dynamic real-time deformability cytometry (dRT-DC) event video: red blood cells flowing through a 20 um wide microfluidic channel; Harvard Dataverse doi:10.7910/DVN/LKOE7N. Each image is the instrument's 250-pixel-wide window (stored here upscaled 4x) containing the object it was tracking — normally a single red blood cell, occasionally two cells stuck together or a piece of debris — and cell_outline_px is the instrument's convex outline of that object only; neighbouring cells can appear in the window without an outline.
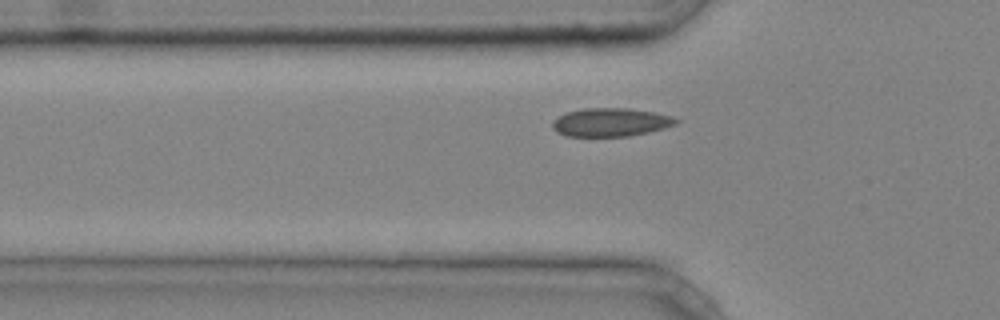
{"species": "common noctule bat (a hibernating species)", "species_latin": "Nyctalus noctula", "temperature_condition": "cold", "stored_images_in_passage": 35, "camera_frame_rate_fps": 3000, "um_per_image_px": 0.085, "animal": {"sex": "male", "body_mass_g": 20.4}, "frame": {"image": 1, "passage_image": 10, "time_ms": 3.0, "image_size_px": [1000, 320], "cell_outline_px": [[680, 120], [676, 124], [664, 128], [648, 132], [628, 136], [564, 136], [556, 132], [552, 128], [552, 120], [568, 112], [584, 108], [628, 108], [652, 112], [672, 116]], "centroid_in_image_um": [51.89, 10.39], "position_along_channel_um": 73.9, "area_um2": 20.4}}
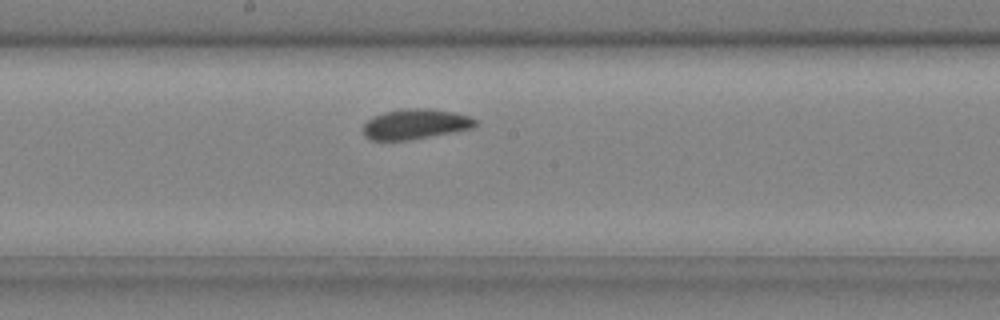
{"frame": {"image": 2, "passage_image": 20, "time_ms": 6.333, "image_size_px": [1000, 320], "cell_outline_px": [[476, 124], [472, 128], [408, 140], [372, 140], [364, 136], [364, 124], [372, 116], [384, 112], [408, 108], [424, 108], [456, 112], [472, 116], [476, 120]], "centroid_in_image_um": [35.31, 10.53], "position_along_channel_um": 212.9, "area_um2": 19.59}}
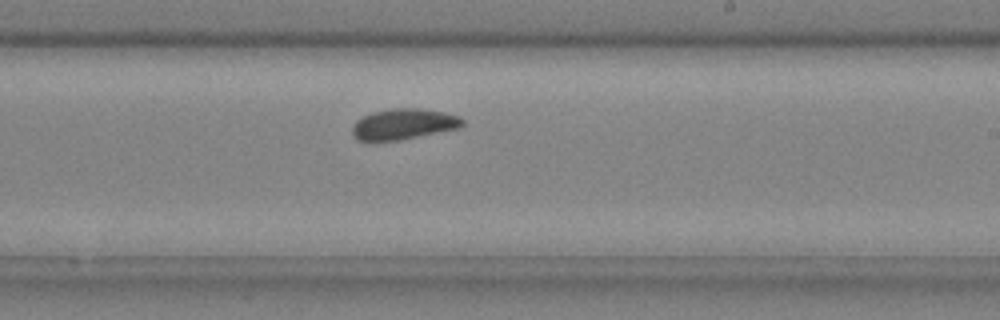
{"frame": {"image": 3, "passage_image": 23, "time_ms": 7.333, "image_size_px": [1000, 320], "cell_outline_px": [[464, 124], [460, 128], [400, 140], [372, 144], [368, 144], [356, 140], [352, 136], [352, 124], [356, 120], [372, 112], [392, 108], [420, 108], [444, 112], [460, 116], [464, 120]], "centroid_in_image_um": [34.23, 10.59], "position_along_channel_um": 254.8, "area_um2": 20.58}, "authors_computed_cell_mechanics": {"area_um2": 20.1722, "velocity_mm_per_s": 4.1794, "shape_relaxation_time_tau1_ms": 4.0629, "shape_relaxation_time_tau2_ms": null, "deformation_change_tau1": 0.0804, "deformation_change_tau2": null}}